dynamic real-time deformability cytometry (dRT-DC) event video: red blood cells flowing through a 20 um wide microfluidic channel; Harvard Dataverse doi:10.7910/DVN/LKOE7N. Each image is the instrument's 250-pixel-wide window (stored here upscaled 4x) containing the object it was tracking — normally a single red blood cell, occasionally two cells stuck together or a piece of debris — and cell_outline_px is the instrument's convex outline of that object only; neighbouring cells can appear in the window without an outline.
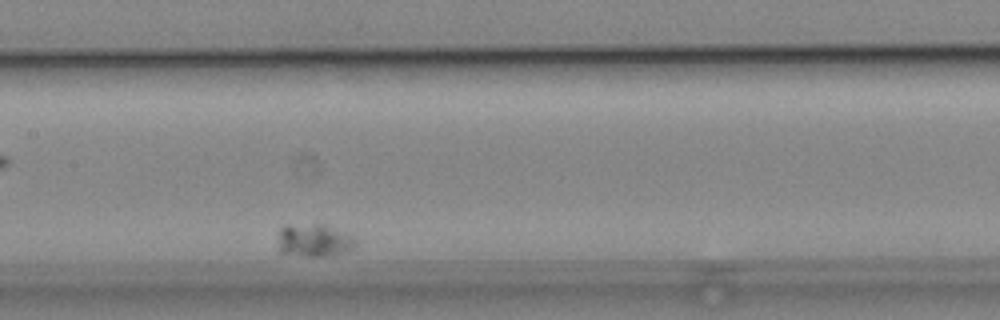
{"species": "common noctule bat (a hibernating species)", "species_latin": "Nyctalus noctula", "temperature_condition": "cold", "stored_images_in_passage": 34, "camera_frame_rate_fps": 3000, "um_per_image_px": 0.085, "animal": {"sex": "male", "body_mass_g": 19.2, "forearm_length_mm": 51.8}, "frame": {"image": 1, "passage_image": 14, "time_ms": 4.333, "image_size_px": [1000, 320], "cell_outline_px": [[356, 244], [348, 252], [332, 256], [300, 256], [280, 252], [280, 228], [284, 224], [324, 224], [348, 232], [356, 236]], "centroid_in_image_um": [26.78, 20.42], "position_along_channel_um": 180.6, "area_um2": 15.26}}
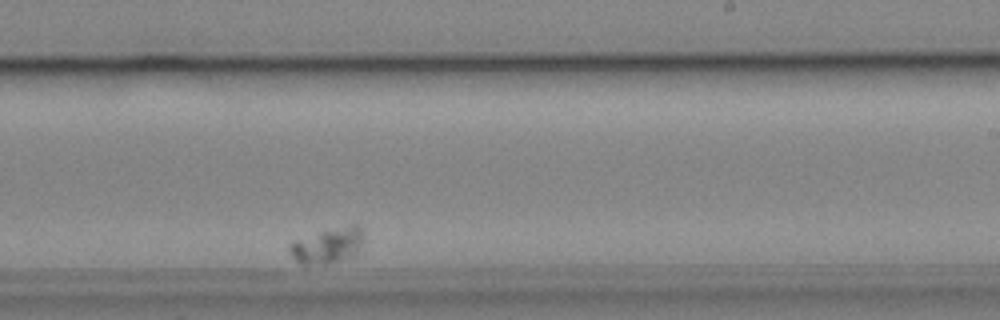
{"frame": {"image": 2, "passage_image": 23, "time_ms": 7.333, "image_size_px": [1000, 320], "cell_outline_px": [[364, 236], [356, 252], [352, 256], [328, 264], [300, 264], [288, 252], [288, 248], [292, 240], [320, 232], [352, 224], [360, 224], [364, 232]], "centroid_in_image_um": [27.83, 20.86], "position_along_channel_um": 261.2, "area_um2": 15.26}}
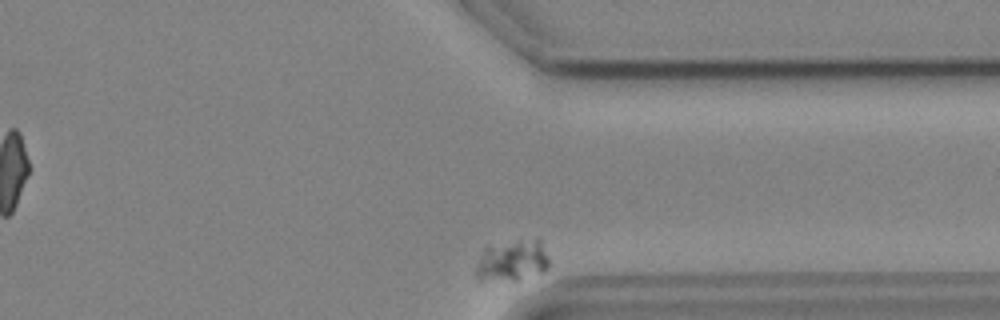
{"frame": {"image": 3, "passage_image": 34, "time_ms": 11.0, "image_size_px": [1000, 320], "cell_outline_px": [[548, 268], [544, 272], [516, 280], [476, 280], [476, 264], [484, 248], [488, 244], [520, 240], [540, 240], [548, 256]], "centroid_in_image_um": [43.51, 22.15], "position_along_channel_um": 367.9, "area_um2": 17.69}}